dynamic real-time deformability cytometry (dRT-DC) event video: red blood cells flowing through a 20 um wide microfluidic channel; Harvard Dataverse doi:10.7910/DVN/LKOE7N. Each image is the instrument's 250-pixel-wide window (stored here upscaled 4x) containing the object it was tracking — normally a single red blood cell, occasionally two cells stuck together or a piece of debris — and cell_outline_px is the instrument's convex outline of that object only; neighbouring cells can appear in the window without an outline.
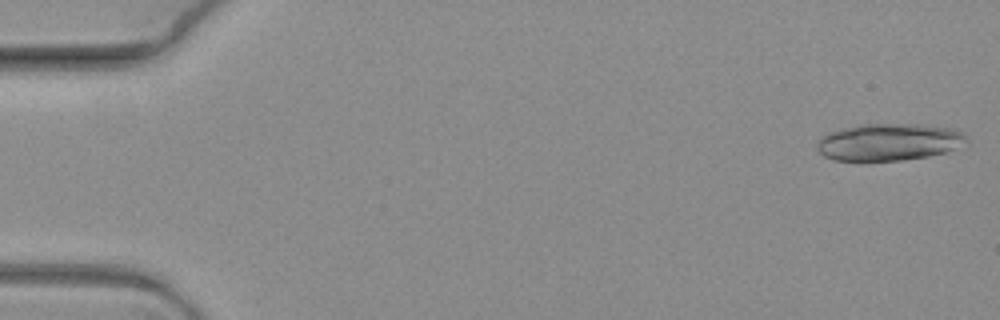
{"species": "common noctule bat (a hibernating species)", "species_latin": "Nyctalus noctula", "temperature_condition": "warm", "stored_images_in_passage": 8, "camera_frame_rate_fps": 3000, "um_per_image_px": 0.085, "animal": {"sex": "female", "body_mass_g": 19.3, "forearm_length_mm": 54.1}, "frame": {"image": 1, "passage_image": 1, "time_ms": 0.0, "image_size_px": [1000, 320], "cell_outline_px": [[968, 144], [944, 152], [928, 156], [900, 160], [832, 160], [824, 156], [816, 148], [816, 144], [820, 136], [828, 132], [840, 128], [856, 124], [920, 124], [956, 128], [968, 136]], "centroid_in_image_um": [75.57, 12.05], "position_along_channel_um": 9.4, "area_um2": 32.77}}